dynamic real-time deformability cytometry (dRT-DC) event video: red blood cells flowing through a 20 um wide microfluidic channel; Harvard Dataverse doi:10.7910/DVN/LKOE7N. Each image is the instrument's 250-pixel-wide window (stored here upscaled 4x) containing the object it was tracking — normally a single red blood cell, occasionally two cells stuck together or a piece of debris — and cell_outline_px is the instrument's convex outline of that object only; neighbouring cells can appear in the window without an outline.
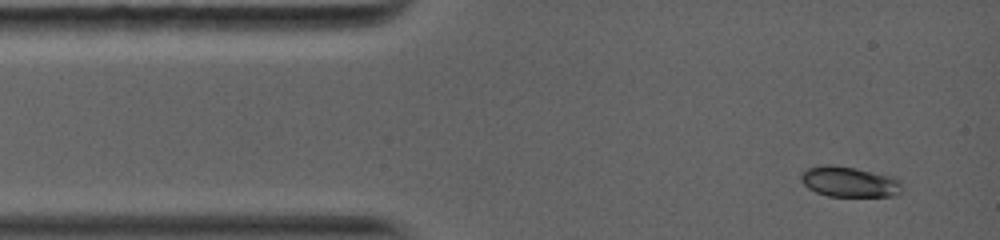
{"species": "common noctule bat (a hibernating species)", "species_latin": "Nyctalus noctula", "temperature_condition": "warm", "stored_images_in_passage": 10, "camera_frame_rate_fps": 5000, "um_per_image_px": 0.085, "animal": {"sex": "female", "body_mass_g": 19.0, "forearm_length_mm": 56.7}, "frame": {"image": 1, "passage_image": 1, "time_ms": 0.0, "image_size_px": [1000, 240], "cell_outline_px": [[900, 192], [896, 196], [828, 196], [816, 192], [808, 188], [800, 180], [800, 176], [808, 168], [824, 164], [832, 164], [896, 176], [900, 180]], "centroid_in_image_um": [72.2, 15.45], "position_along_channel_um": 12.8, "area_um2": 17.98}}
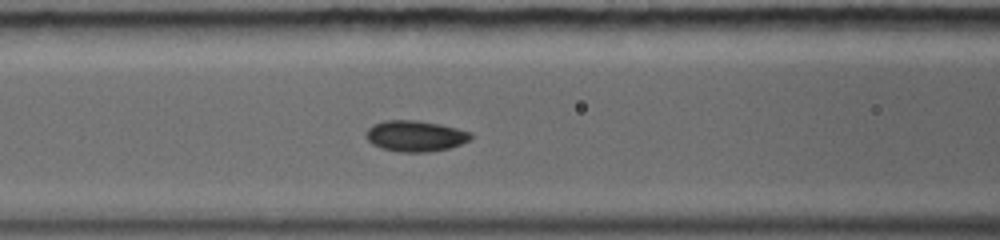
{"frame": {"image": 2, "passage_image": 7, "time_ms": 4.2, "image_size_px": [1000, 240], "cell_outline_px": [[472, 136], [468, 140], [460, 144], [448, 148], [428, 152], [400, 152], [380, 148], [372, 144], [368, 140], [368, 128], [372, 124], [384, 120], [416, 120], [440, 124], [472, 132]], "centroid_in_image_um": [35.29, 11.55], "position_along_channel_um": 131.3, "area_um2": 18.79}}
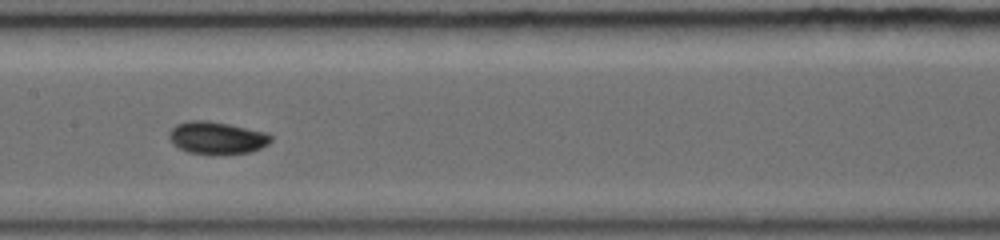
{"frame": {"image": 3, "passage_image": 9, "time_ms": 5.6, "image_size_px": [1000, 240], "cell_outline_px": [[272, 140], [268, 144], [252, 152], [188, 152], [180, 148], [168, 136], [168, 132], [176, 124], [188, 120], [208, 120], [268, 132], [272, 136]], "centroid_in_image_um": [18.46, 11.66], "position_along_channel_um": 188.9, "area_um2": 18.67}}